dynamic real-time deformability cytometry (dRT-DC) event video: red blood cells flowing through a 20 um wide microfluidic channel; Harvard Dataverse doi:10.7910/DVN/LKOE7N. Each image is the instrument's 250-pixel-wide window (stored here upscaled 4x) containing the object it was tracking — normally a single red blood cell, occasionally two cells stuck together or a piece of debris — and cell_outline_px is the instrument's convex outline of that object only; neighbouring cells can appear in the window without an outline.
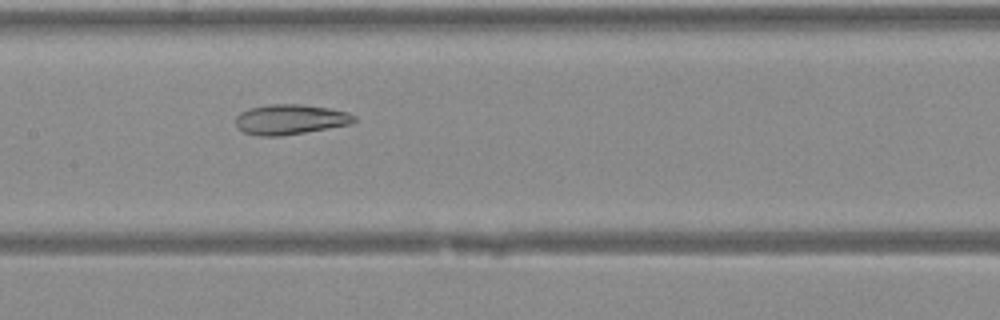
{"species": "Egyptian fruit bat (a non-hibernating species)", "species_latin": "Rousettus aegyptiacus", "temperature_condition": "warm", "stored_images_in_passage": 31, "camera_frame_rate_fps": 3000, "um_per_image_px": 0.085, "animal": {"sex": "female"}, "frame": {"image": 1, "passage_image": 10, "time_ms": 3.0, "image_size_px": [1000, 320], "cell_outline_px": [[356, 120], [352, 124], [280, 136], [260, 136], [244, 132], [236, 124], [236, 116], [240, 112], [248, 108], [268, 104], [300, 104], [328, 108], [348, 112], [356, 116]], "centroid_in_image_um": [24.67, 10.14], "position_along_channel_um": 182.7, "area_um2": 20.75}}
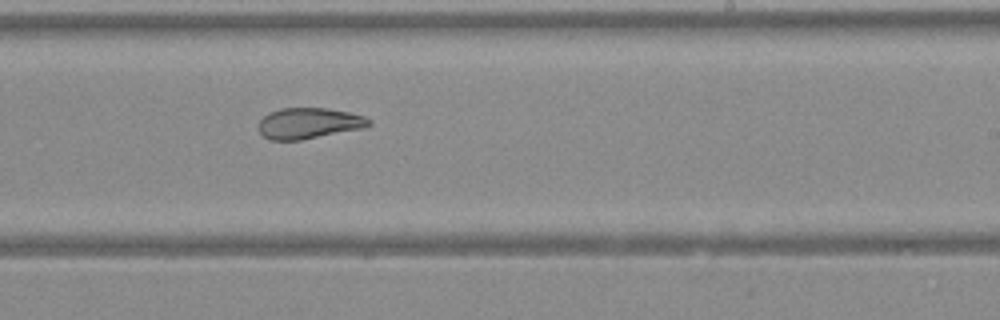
{"frame": {"image": 2, "passage_image": 15, "time_ms": 4.667, "image_size_px": [1000, 320], "cell_outline_px": [[372, 124], [364, 128], [300, 140], [268, 140], [260, 132], [260, 120], [264, 116], [280, 108], [328, 108], [348, 112], [364, 116], [372, 120]], "centroid_in_image_um": [26.29, 10.48], "position_along_channel_um": 262.7, "area_um2": 19.77}}
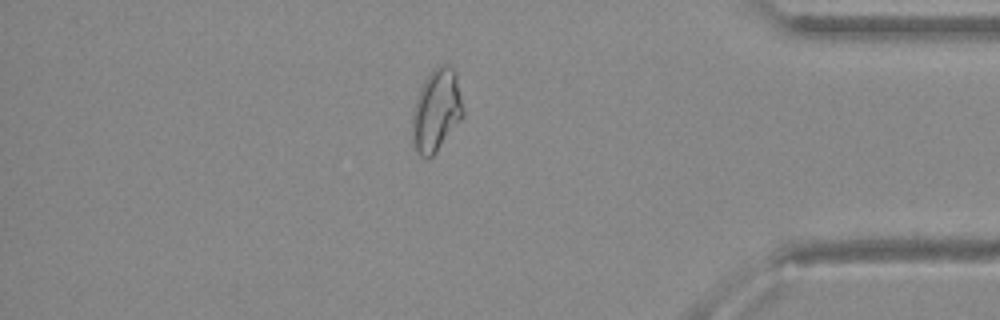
{"frame": {"image": 3, "passage_image": 25, "time_ms": 8.0, "image_size_px": [1000, 320], "cell_outline_px": [[464, 116], [436, 152], [428, 160], [420, 156], [416, 152], [412, 136], [412, 116], [416, 100], [420, 88], [424, 80], [440, 64], [448, 64], [456, 72], [464, 112]], "centroid_in_image_um": [37.1, 9.41], "position_along_channel_um": 398.1, "area_um2": 24.33}}